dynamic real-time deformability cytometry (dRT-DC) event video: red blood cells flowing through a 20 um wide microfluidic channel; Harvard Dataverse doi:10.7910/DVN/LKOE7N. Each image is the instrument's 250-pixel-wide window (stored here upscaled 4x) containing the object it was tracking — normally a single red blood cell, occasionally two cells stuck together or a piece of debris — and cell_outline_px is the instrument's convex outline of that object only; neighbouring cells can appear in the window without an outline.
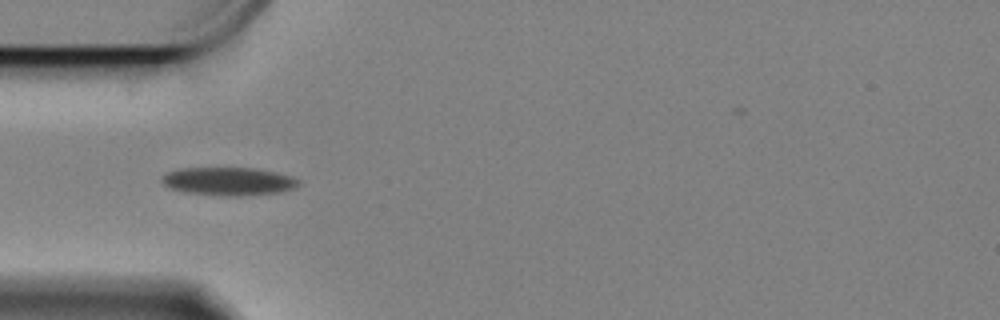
{"species": "Egyptian fruit bat (a non-hibernating species)", "species_latin": "Rousettus aegyptiacus", "temperature_condition": "cold", "stored_images_in_passage": 43, "camera_frame_rate_fps": 3000, "um_per_image_px": 0.085, "animal": {"sex": "female"}, "frame": {"image": 1, "passage_image": 1, "time_ms": 0.0, "image_size_px": [1000, 320], "cell_outline_px": [[300, 184], [292, 188], [276, 192], [240, 196], [220, 196], [184, 192], [168, 188], [160, 180], [168, 172], [184, 168], [252, 168], [276, 172], [292, 176], [300, 180]], "centroid_in_image_um": [19.41, 15.42], "position_along_channel_um": 65.6, "area_um2": 22.31}}
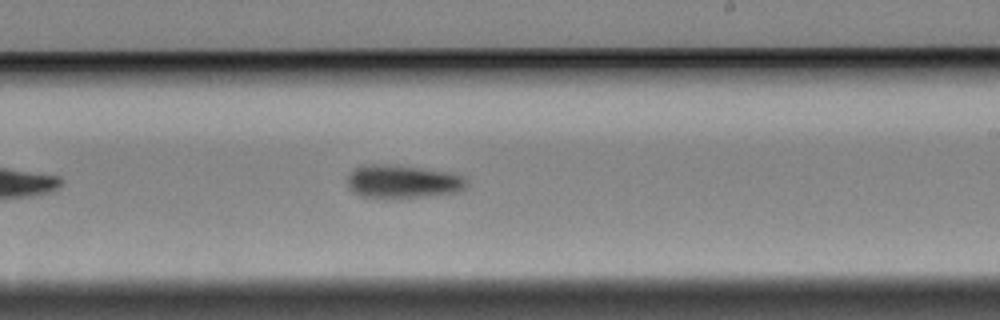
{"frame": {"image": 2, "passage_image": 18, "time_ms": 5.667, "image_size_px": [1000, 320], "cell_outline_px": [[464, 188], [460, 192], [392, 200], [384, 200], [360, 196], [348, 188], [348, 176], [352, 168], [364, 164], [384, 164], [416, 168], [440, 172], [460, 176], [464, 180]], "centroid_in_image_um": [34.08, 15.48], "position_along_channel_um": 254.9, "area_um2": 23.12}}
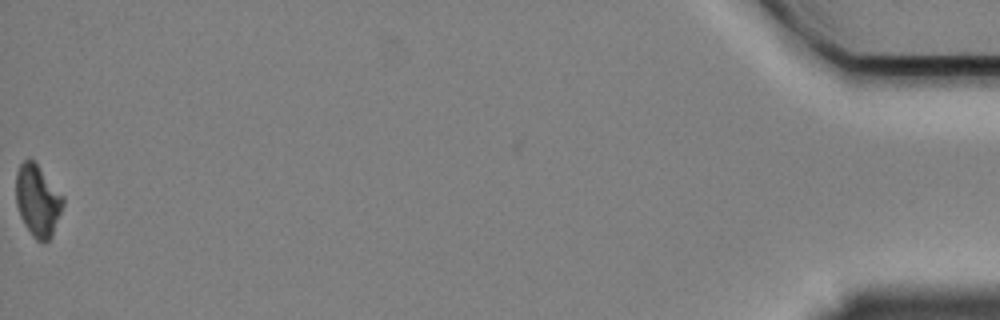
{"frame": {"image": 3, "passage_image": 43, "time_ms": 14.0, "image_size_px": [1000, 320], "cell_outline_px": [[64, 204], [52, 236], [44, 244], [36, 240], [32, 236], [24, 224], [20, 216], [16, 204], [16, 172], [20, 164], [24, 160], [32, 160], [36, 164], [64, 196]], "centroid_in_image_um": [3.2, 17.09], "position_along_channel_um": 432.0, "area_um2": 19.65}, "authors_computed_cell_mechanics": {"area_um2": 21.7328, "velocity_mm_per_s": 3.3327, "shape_relaxation_time_tau1_ms": 2.739, "shape_relaxation_time_tau2_ms": null, "deformation_change_tau1": 0.1124, "deformation_change_tau2": null}}